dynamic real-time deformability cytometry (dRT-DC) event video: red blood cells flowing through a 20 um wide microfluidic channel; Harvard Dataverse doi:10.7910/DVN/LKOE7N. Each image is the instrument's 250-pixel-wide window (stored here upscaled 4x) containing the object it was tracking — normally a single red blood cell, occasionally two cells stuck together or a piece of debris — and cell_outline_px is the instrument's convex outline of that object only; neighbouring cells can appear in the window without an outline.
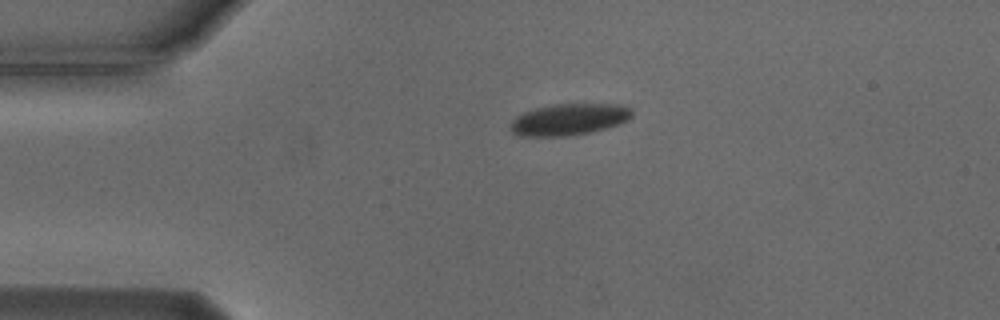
{"species": "Egyptian fruit bat (a non-hibernating species)", "species_latin": "Rousettus aegyptiacus", "temperature_condition": "cold", "stored_images_in_passage": 1, "camera_frame_rate_fps": 3000, "um_per_image_px": 0.085, "animal": {"sex": "male"}, "frame": {"image": 1, "passage_image": 1, "time_ms": 0.0, "image_size_px": [1000, 320], "cell_outline_px": [[632, 116], [628, 120], [620, 124], [588, 132], [564, 136], [520, 136], [512, 132], [508, 128], [512, 120], [516, 116], [524, 112], [536, 108], [552, 104], [628, 104], [632, 108]], "centroid_in_image_um": [48.38, 10.14], "position_along_channel_um": 36.6, "area_um2": 22.48}}